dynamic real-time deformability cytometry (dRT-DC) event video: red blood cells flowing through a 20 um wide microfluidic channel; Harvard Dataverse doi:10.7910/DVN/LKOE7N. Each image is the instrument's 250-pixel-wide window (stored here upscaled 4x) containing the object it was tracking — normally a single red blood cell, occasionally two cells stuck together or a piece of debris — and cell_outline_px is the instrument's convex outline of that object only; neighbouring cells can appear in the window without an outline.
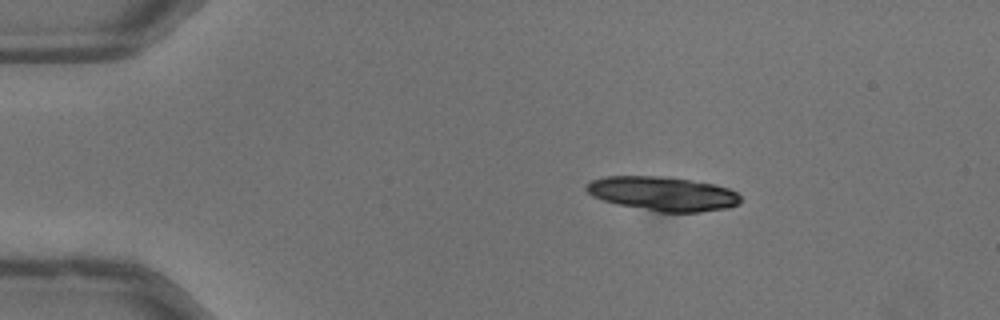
{"species": "common noctule bat (a hibernating species)", "species_latin": "Nyctalus noctula", "temperature_condition": "warm", "stored_images_in_passage": 9, "camera_frame_rate_fps": 3000, "um_per_image_px": 0.085, "animal": {"sex": "male", "body_mass_g": 13.3}, "frame": {"image": 1, "passage_image": 1, "time_ms": 0.0, "image_size_px": [1000, 320], "cell_outline_px": [[740, 204], [728, 208], [700, 212], [660, 212], [616, 204], [592, 196], [584, 188], [584, 184], [592, 180], [604, 176], [664, 176], [692, 180], [712, 184], [728, 188], [736, 192], [740, 196]], "centroid_in_image_um": [56.32, 16.46], "position_along_channel_um": 28.7, "area_um2": 30.87}}